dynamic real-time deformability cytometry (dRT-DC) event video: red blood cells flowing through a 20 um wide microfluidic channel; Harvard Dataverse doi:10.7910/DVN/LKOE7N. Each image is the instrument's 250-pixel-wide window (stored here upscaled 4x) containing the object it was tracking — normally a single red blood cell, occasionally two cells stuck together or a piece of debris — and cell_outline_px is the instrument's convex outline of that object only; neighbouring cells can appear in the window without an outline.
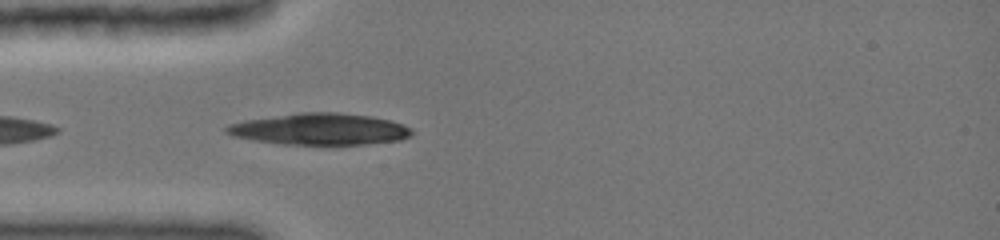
{"species": "common noctule bat (a hibernating species)", "species_latin": "Nyctalus noctula", "temperature_condition": "cold", "stored_images_in_passage": 16, "camera_frame_rate_fps": 3000, "um_per_image_px": 0.085, "animal": {"sex": "female", "body_mass_g": 19.0, "forearm_length_mm": 51.5}, "frame": {"image": 1, "passage_image": 2, "time_ms": 0.333, "image_size_px": [1000, 240], "cell_outline_px": [[412, 136], [400, 140], [368, 144], [332, 148], [280, 144], [252, 140], [232, 136], [224, 132], [224, 128], [228, 124], [244, 120], [304, 112], [336, 112], [368, 116], [388, 120], [404, 124], [412, 128]], "centroid_in_image_um": [27.19, 11.03], "position_along_channel_um": 57.8, "area_um2": 35.32}}